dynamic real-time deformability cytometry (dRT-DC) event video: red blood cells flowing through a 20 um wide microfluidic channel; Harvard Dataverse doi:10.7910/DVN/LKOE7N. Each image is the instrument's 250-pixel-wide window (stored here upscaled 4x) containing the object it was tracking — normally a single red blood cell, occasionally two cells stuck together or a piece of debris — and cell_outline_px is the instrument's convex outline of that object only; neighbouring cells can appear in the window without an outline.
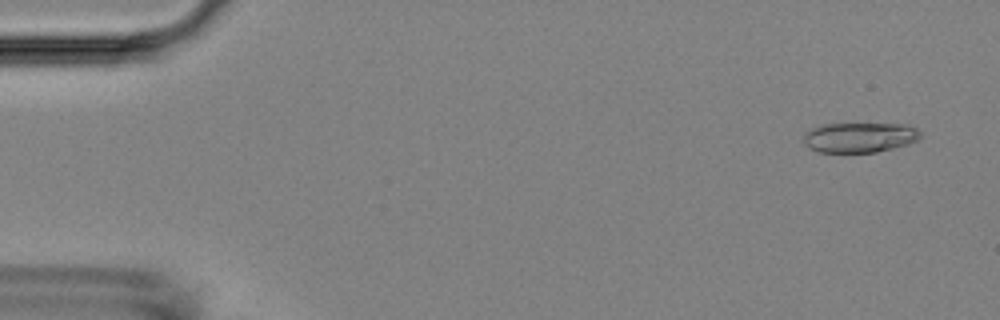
{"species": "Egyptian fruit bat (a non-hibernating species)", "species_latin": "Rousettus aegyptiacus", "temperature_condition": "room temperature", "stored_images_in_passage": 52, "camera_frame_rate_fps": 3000, "um_per_image_px": 0.085, "animal": {"sex": "female"}, "frame": {"image": 1, "passage_image": 3, "time_ms": 0.667, "image_size_px": [1000, 320], "cell_outline_px": [[920, 136], [916, 140], [908, 144], [876, 152], [820, 152], [808, 148], [804, 144], [804, 136], [812, 128], [824, 124], [908, 124], [916, 128], [920, 132]], "centroid_in_image_um": [73.07, 11.68], "position_along_channel_um": 11.9, "area_um2": 20.29}}
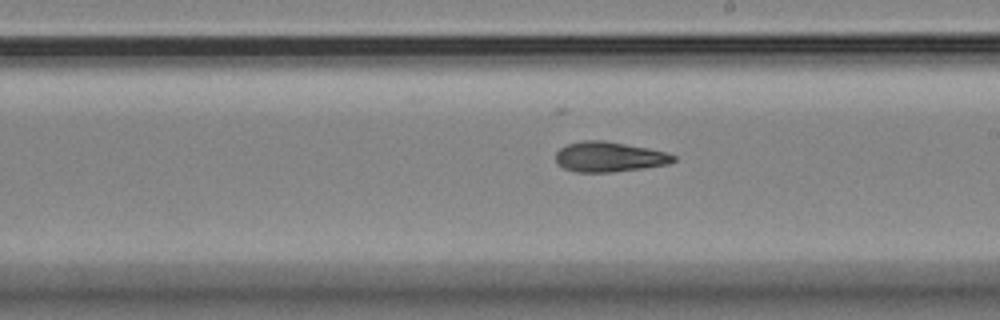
{"frame": {"image": 2, "passage_image": 31, "time_ms": 10.0, "image_size_px": [1000, 320], "cell_outline_px": [[676, 160], [668, 164], [644, 168], [612, 172], [576, 172], [564, 168], [556, 164], [556, 152], [560, 148], [568, 144], [580, 140], [604, 140], [648, 148], [664, 152], [676, 156]], "centroid_in_image_um": [51.75, 13.33], "position_along_channel_um": 237.2, "area_um2": 20.69}}
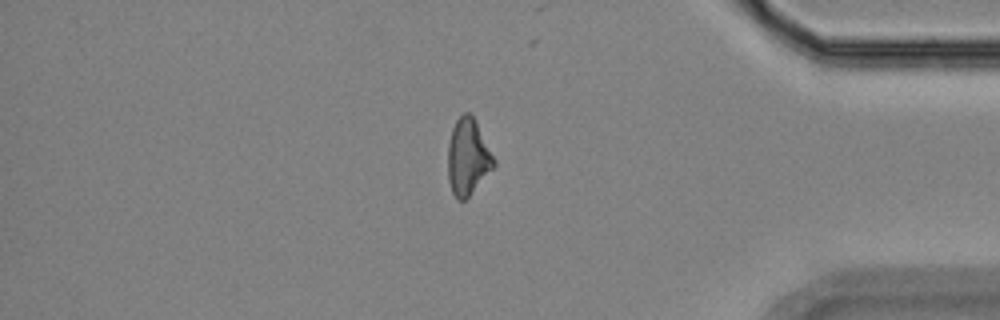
{"frame": {"image": 3, "passage_image": 46, "time_ms": 15.0, "image_size_px": [1000, 320], "cell_outline_px": [[496, 164], [468, 196], [464, 200], [456, 200], [452, 192], [448, 180], [448, 144], [452, 128], [456, 120], [464, 112], [468, 112], [472, 116], [496, 160]], "centroid_in_image_um": [39.74, 13.35], "position_along_channel_um": 395.5, "area_um2": 20.06}, "authors_computed_cell_mechanics": {"area_um2": 20.7213, "velocity_mm_per_s": 3.6908, "shape_relaxation_time_tau1_ms": null, "shape_relaxation_time_tau2_ms": 3.9857, "deformation_change_tau1": null, "deformation_change_tau2": 0.1156}}